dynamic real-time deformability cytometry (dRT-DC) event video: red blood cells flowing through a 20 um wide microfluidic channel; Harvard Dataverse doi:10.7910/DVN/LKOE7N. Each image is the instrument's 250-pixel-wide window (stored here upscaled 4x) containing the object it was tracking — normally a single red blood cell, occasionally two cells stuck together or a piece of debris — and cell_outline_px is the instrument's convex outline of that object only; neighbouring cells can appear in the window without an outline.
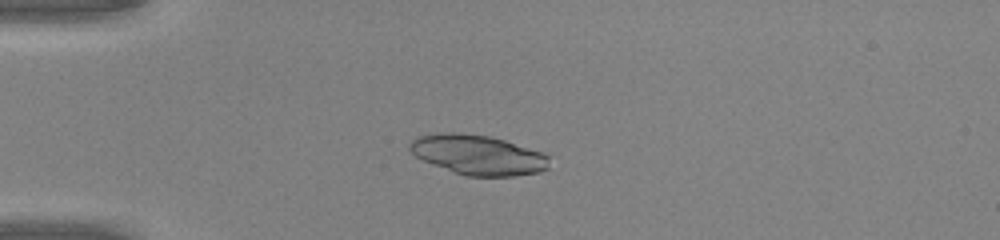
{"species": "common noctule bat (a hibernating species)", "species_latin": "Nyctalus noctula", "temperature_condition": "warm", "stored_images_in_passage": 36, "camera_frame_rate_fps": 3000, "um_per_image_px": 0.085, "animal": {"sex": "male", "body_mass_g": 20.0, "forearm_length_mm": 53.3}, "frame": {"image": 1, "passage_image": 1, "time_ms": 0.0, "image_size_px": [1000, 240], "cell_outline_px": [[548, 168], [540, 172], [512, 176], [468, 176], [432, 164], [416, 156], [408, 148], [408, 144], [416, 136], [440, 132], [456, 132], [488, 136], [504, 140], [544, 152], [548, 156]], "centroid_in_image_um": [40.62, 13.15], "position_along_channel_um": 44.4, "area_um2": 32.31}}